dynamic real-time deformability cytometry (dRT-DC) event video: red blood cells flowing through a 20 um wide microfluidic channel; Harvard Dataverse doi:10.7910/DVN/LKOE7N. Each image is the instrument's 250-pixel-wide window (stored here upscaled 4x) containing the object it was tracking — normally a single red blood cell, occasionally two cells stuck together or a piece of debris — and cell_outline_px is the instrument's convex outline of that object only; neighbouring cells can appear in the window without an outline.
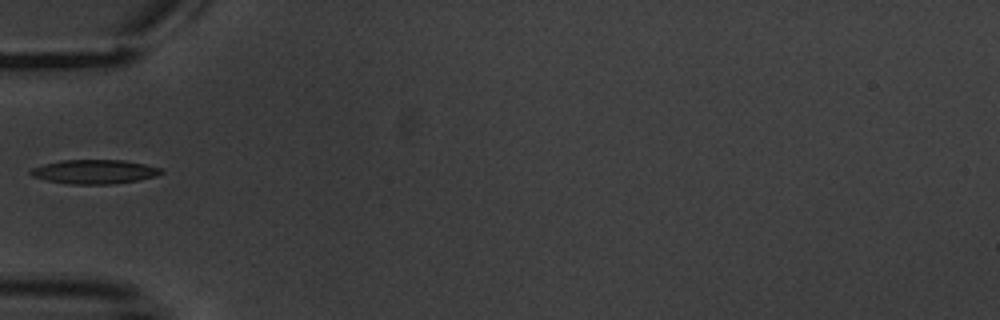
{"species": "common noctule bat (a hibernating species)", "species_latin": "Nyctalus noctula", "temperature_condition": "warm", "stored_images_in_passage": 10, "camera_frame_rate_fps": 3000, "um_per_image_px": 0.085, "animal": {"sex": "male", "body_mass_g": 20.1, "forearm_length_mm": 53.5}, "frame": {"image": 1, "passage_image": 6, "time_ms": 7.0, "image_size_px": [1000, 320], "cell_outline_px": [[164, 172], [156, 176], [136, 180], [112, 184], [68, 184], [48, 180], [32, 176], [28, 172], [32, 168], [44, 164], [60, 160], [124, 160], [164, 168]], "centroid_in_image_um": [8.04, 14.59], "position_along_channel_um": 77.0, "area_um2": 18.32}}
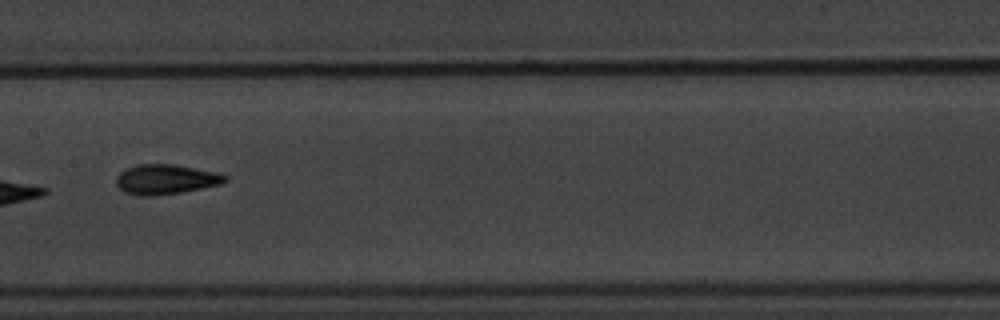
{"frame": {"image": 2, "passage_image": 9, "time_ms": 10.333, "image_size_px": [1000, 320], "cell_outline_px": [[228, 180], [220, 184], [180, 192], [152, 196], [140, 196], [124, 192], [116, 184], [116, 176], [124, 168], [136, 164], [176, 164], [216, 172], [228, 176]], "centroid_in_image_um": [14.05, 15.23], "position_along_channel_um": 193.3, "area_um2": 19.02}}